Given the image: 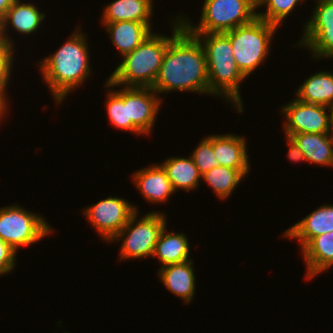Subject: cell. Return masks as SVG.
<instances>
[{
  "instance_id": "cell-4",
  "label": "cell",
  "mask_w": 333,
  "mask_h": 333,
  "mask_svg": "<svg viewBox=\"0 0 333 333\" xmlns=\"http://www.w3.org/2000/svg\"><path fill=\"white\" fill-rule=\"evenodd\" d=\"M172 20V37L161 33H152L132 52L123 56L122 61L110 74V88L124 87H153L167 50L169 41L183 27L179 17Z\"/></svg>"
},
{
  "instance_id": "cell-30",
  "label": "cell",
  "mask_w": 333,
  "mask_h": 333,
  "mask_svg": "<svg viewBox=\"0 0 333 333\" xmlns=\"http://www.w3.org/2000/svg\"><path fill=\"white\" fill-rule=\"evenodd\" d=\"M17 253L18 251L0 238V276H5L16 268Z\"/></svg>"
},
{
  "instance_id": "cell-25",
  "label": "cell",
  "mask_w": 333,
  "mask_h": 333,
  "mask_svg": "<svg viewBox=\"0 0 333 333\" xmlns=\"http://www.w3.org/2000/svg\"><path fill=\"white\" fill-rule=\"evenodd\" d=\"M244 178L245 176L239 170L221 165L215 166L201 176L202 181L212 188L220 200L231 196Z\"/></svg>"
},
{
  "instance_id": "cell-14",
  "label": "cell",
  "mask_w": 333,
  "mask_h": 333,
  "mask_svg": "<svg viewBox=\"0 0 333 333\" xmlns=\"http://www.w3.org/2000/svg\"><path fill=\"white\" fill-rule=\"evenodd\" d=\"M132 175L133 184L148 203L165 204L176 193L160 163L137 170Z\"/></svg>"
},
{
  "instance_id": "cell-34",
  "label": "cell",
  "mask_w": 333,
  "mask_h": 333,
  "mask_svg": "<svg viewBox=\"0 0 333 333\" xmlns=\"http://www.w3.org/2000/svg\"><path fill=\"white\" fill-rule=\"evenodd\" d=\"M328 109H329L331 127H333V102L328 106Z\"/></svg>"
},
{
  "instance_id": "cell-7",
  "label": "cell",
  "mask_w": 333,
  "mask_h": 333,
  "mask_svg": "<svg viewBox=\"0 0 333 333\" xmlns=\"http://www.w3.org/2000/svg\"><path fill=\"white\" fill-rule=\"evenodd\" d=\"M138 214L139 211H136L122 230L111 240L112 243L122 242L119 248L121 262L122 260L127 261V259L153 257L159 236L167 225V217L164 212L149 211L141 218L138 217Z\"/></svg>"
},
{
  "instance_id": "cell-27",
  "label": "cell",
  "mask_w": 333,
  "mask_h": 333,
  "mask_svg": "<svg viewBox=\"0 0 333 333\" xmlns=\"http://www.w3.org/2000/svg\"><path fill=\"white\" fill-rule=\"evenodd\" d=\"M304 1L306 0H259L257 8L267 7L264 12L257 13V17L279 27L285 18L293 13L297 4H303Z\"/></svg>"
},
{
  "instance_id": "cell-29",
  "label": "cell",
  "mask_w": 333,
  "mask_h": 333,
  "mask_svg": "<svg viewBox=\"0 0 333 333\" xmlns=\"http://www.w3.org/2000/svg\"><path fill=\"white\" fill-rule=\"evenodd\" d=\"M14 47L6 40H0V86H8L14 64Z\"/></svg>"
},
{
  "instance_id": "cell-32",
  "label": "cell",
  "mask_w": 333,
  "mask_h": 333,
  "mask_svg": "<svg viewBox=\"0 0 333 333\" xmlns=\"http://www.w3.org/2000/svg\"><path fill=\"white\" fill-rule=\"evenodd\" d=\"M7 90V86H0V120L4 117H6V114H8V99L6 98L7 97V94L5 93Z\"/></svg>"
},
{
  "instance_id": "cell-1",
  "label": "cell",
  "mask_w": 333,
  "mask_h": 333,
  "mask_svg": "<svg viewBox=\"0 0 333 333\" xmlns=\"http://www.w3.org/2000/svg\"><path fill=\"white\" fill-rule=\"evenodd\" d=\"M152 89L161 93L187 91L209 95V78L201 42L183 27L169 41Z\"/></svg>"
},
{
  "instance_id": "cell-35",
  "label": "cell",
  "mask_w": 333,
  "mask_h": 333,
  "mask_svg": "<svg viewBox=\"0 0 333 333\" xmlns=\"http://www.w3.org/2000/svg\"><path fill=\"white\" fill-rule=\"evenodd\" d=\"M0 40H5L4 37H3L2 19H0Z\"/></svg>"
},
{
  "instance_id": "cell-22",
  "label": "cell",
  "mask_w": 333,
  "mask_h": 333,
  "mask_svg": "<svg viewBox=\"0 0 333 333\" xmlns=\"http://www.w3.org/2000/svg\"><path fill=\"white\" fill-rule=\"evenodd\" d=\"M166 159L160 165L164 168L175 192L179 189L189 192L200 186L202 175L191 156L187 158L174 156Z\"/></svg>"
},
{
  "instance_id": "cell-19",
  "label": "cell",
  "mask_w": 333,
  "mask_h": 333,
  "mask_svg": "<svg viewBox=\"0 0 333 333\" xmlns=\"http://www.w3.org/2000/svg\"><path fill=\"white\" fill-rule=\"evenodd\" d=\"M305 280H311L333 266V231L315 236L302 250Z\"/></svg>"
},
{
  "instance_id": "cell-20",
  "label": "cell",
  "mask_w": 333,
  "mask_h": 333,
  "mask_svg": "<svg viewBox=\"0 0 333 333\" xmlns=\"http://www.w3.org/2000/svg\"><path fill=\"white\" fill-rule=\"evenodd\" d=\"M153 7L152 0H113L103 8L101 25L120 21L151 23Z\"/></svg>"
},
{
  "instance_id": "cell-26",
  "label": "cell",
  "mask_w": 333,
  "mask_h": 333,
  "mask_svg": "<svg viewBox=\"0 0 333 333\" xmlns=\"http://www.w3.org/2000/svg\"><path fill=\"white\" fill-rule=\"evenodd\" d=\"M106 89H109L108 96L106 97V110L110 124L116 129L132 132V121H127V87L114 90L110 89V80L105 82Z\"/></svg>"
},
{
  "instance_id": "cell-17",
  "label": "cell",
  "mask_w": 333,
  "mask_h": 333,
  "mask_svg": "<svg viewBox=\"0 0 333 333\" xmlns=\"http://www.w3.org/2000/svg\"><path fill=\"white\" fill-rule=\"evenodd\" d=\"M35 4L32 2L24 3L21 0H15L12 6L7 10L6 16L2 20L3 25V37L4 39L13 47V39L7 34L9 31V25L11 28H14L16 32H19L21 35H30L41 27L42 21H44L46 14L38 10ZM13 26V27H12Z\"/></svg>"
},
{
  "instance_id": "cell-36",
  "label": "cell",
  "mask_w": 333,
  "mask_h": 333,
  "mask_svg": "<svg viewBox=\"0 0 333 333\" xmlns=\"http://www.w3.org/2000/svg\"><path fill=\"white\" fill-rule=\"evenodd\" d=\"M331 136H332V139H333V127H331Z\"/></svg>"
},
{
  "instance_id": "cell-9",
  "label": "cell",
  "mask_w": 333,
  "mask_h": 333,
  "mask_svg": "<svg viewBox=\"0 0 333 333\" xmlns=\"http://www.w3.org/2000/svg\"><path fill=\"white\" fill-rule=\"evenodd\" d=\"M314 11L303 26V35L296 45L306 47L312 58H333V0H317Z\"/></svg>"
},
{
  "instance_id": "cell-33",
  "label": "cell",
  "mask_w": 333,
  "mask_h": 333,
  "mask_svg": "<svg viewBox=\"0 0 333 333\" xmlns=\"http://www.w3.org/2000/svg\"><path fill=\"white\" fill-rule=\"evenodd\" d=\"M15 0H0V19H4L7 10L12 6Z\"/></svg>"
},
{
  "instance_id": "cell-8",
  "label": "cell",
  "mask_w": 333,
  "mask_h": 333,
  "mask_svg": "<svg viewBox=\"0 0 333 333\" xmlns=\"http://www.w3.org/2000/svg\"><path fill=\"white\" fill-rule=\"evenodd\" d=\"M53 228L43 216L12 204L0 207V238L15 251L39 242Z\"/></svg>"
},
{
  "instance_id": "cell-28",
  "label": "cell",
  "mask_w": 333,
  "mask_h": 333,
  "mask_svg": "<svg viewBox=\"0 0 333 333\" xmlns=\"http://www.w3.org/2000/svg\"><path fill=\"white\" fill-rule=\"evenodd\" d=\"M197 166L199 173L203 175L215 166L218 162L212 148V135L205 136L190 155Z\"/></svg>"
},
{
  "instance_id": "cell-2",
  "label": "cell",
  "mask_w": 333,
  "mask_h": 333,
  "mask_svg": "<svg viewBox=\"0 0 333 333\" xmlns=\"http://www.w3.org/2000/svg\"><path fill=\"white\" fill-rule=\"evenodd\" d=\"M87 41L86 34L78 27L55 53L42 58L38 63L43 81L58 105L72 90L84 84L93 71Z\"/></svg>"
},
{
  "instance_id": "cell-24",
  "label": "cell",
  "mask_w": 333,
  "mask_h": 333,
  "mask_svg": "<svg viewBox=\"0 0 333 333\" xmlns=\"http://www.w3.org/2000/svg\"><path fill=\"white\" fill-rule=\"evenodd\" d=\"M297 89L295 95L299 101L328 107L333 102V73L326 70L315 72Z\"/></svg>"
},
{
  "instance_id": "cell-18",
  "label": "cell",
  "mask_w": 333,
  "mask_h": 333,
  "mask_svg": "<svg viewBox=\"0 0 333 333\" xmlns=\"http://www.w3.org/2000/svg\"><path fill=\"white\" fill-rule=\"evenodd\" d=\"M151 24L137 21H120L107 23L104 27L114 47L118 49V52L122 55L121 57H123L137 48L154 32L151 29Z\"/></svg>"
},
{
  "instance_id": "cell-12",
  "label": "cell",
  "mask_w": 333,
  "mask_h": 333,
  "mask_svg": "<svg viewBox=\"0 0 333 333\" xmlns=\"http://www.w3.org/2000/svg\"><path fill=\"white\" fill-rule=\"evenodd\" d=\"M161 104L162 97L151 87H127V121H132V133L149 136Z\"/></svg>"
},
{
  "instance_id": "cell-3",
  "label": "cell",
  "mask_w": 333,
  "mask_h": 333,
  "mask_svg": "<svg viewBox=\"0 0 333 333\" xmlns=\"http://www.w3.org/2000/svg\"><path fill=\"white\" fill-rule=\"evenodd\" d=\"M200 42L205 52L209 78V95L222 97L242 113L243 102L240 84L246 77L238 69L233 48L225 33H191Z\"/></svg>"
},
{
  "instance_id": "cell-15",
  "label": "cell",
  "mask_w": 333,
  "mask_h": 333,
  "mask_svg": "<svg viewBox=\"0 0 333 333\" xmlns=\"http://www.w3.org/2000/svg\"><path fill=\"white\" fill-rule=\"evenodd\" d=\"M333 231V204H324L285 230L282 235L299 242L302 250L315 236Z\"/></svg>"
},
{
  "instance_id": "cell-5",
  "label": "cell",
  "mask_w": 333,
  "mask_h": 333,
  "mask_svg": "<svg viewBox=\"0 0 333 333\" xmlns=\"http://www.w3.org/2000/svg\"><path fill=\"white\" fill-rule=\"evenodd\" d=\"M278 26L256 17L252 22L225 32L229 37L238 69L248 78L270 51V44Z\"/></svg>"
},
{
  "instance_id": "cell-11",
  "label": "cell",
  "mask_w": 333,
  "mask_h": 333,
  "mask_svg": "<svg viewBox=\"0 0 333 333\" xmlns=\"http://www.w3.org/2000/svg\"><path fill=\"white\" fill-rule=\"evenodd\" d=\"M284 116V134L331 133L328 107L308 104L294 98L280 109Z\"/></svg>"
},
{
  "instance_id": "cell-31",
  "label": "cell",
  "mask_w": 333,
  "mask_h": 333,
  "mask_svg": "<svg viewBox=\"0 0 333 333\" xmlns=\"http://www.w3.org/2000/svg\"><path fill=\"white\" fill-rule=\"evenodd\" d=\"M285 138L288 143L287 157L289 158V160L295 163L300 161L306 162L305 155L303 154V151L298 147L296 142L290 136L285 135Z\"/></svg>"
},
{
  "instance_id": "cell-21",
  "label": "cell",
  "mask_w": 333,
  "mask_h": 333,
  "mask_svg": "<svg viewBox=\"0 0 333 333\" xmlns=\"http://www.w3.org/2000/svg\"><path fill=\"white\" fill-rule=\"evenodd\" d=\"M290 136L303 151L306 162L333 167V139L331 133H298Z\"/></svg>"
},
{
  "instance_id": "cell-10",
  "label": "cell",
  "mask_w": 333,
  "mask_h": 333,
  "mask_svg": "<svg viewBox=\"0 0 333 333\" xmlns=\"http://www.w3.org/2000/svg\"><path fill=\"white\" fill-rule=\"evenodd\" d=\"M138 210V207L130 204L126 199L109 196L86 207L82 210V214L86 216L102 240L111 243V240Z\"/></svg>"
},
{
  "instance_id": "cell-13",
  "label": "cell",
  "mask_w": 333,
  "mask_h": 333,
  "mask_svg": "<svg viewBox=\"0 0 333 333\" xmlns=\"http://www.w3.org/2000/svg\"><path fill=\"white\" fill-rule=\"evenodd\" d=\"M245 138L231 133L212 135V148L218 165L237 169L247 177L251 167Z\"/></svg>"
},
{
  "instance_id": "cell-6",
  "label": "cell",
  "mask_w": 333,
  "mask_h": 333,
  "mask_svg": "<svg viewBox=\"0 0 333 333\" xmlns=\"http://www.w3.org/2000/svg\"><path fill=\"white\" fill-rule=\"evenodd\" d=\"M255 0H204L198 25L180 15L190 33H225L246 25L257 17Z\"/></svg>"
},
{
  "instance_id": "cell-16",
  "label": "cell",
  "mask_w": 333,
  "mask_h": 333,
  "mask_svg": "<svg viewBox=\"0 0 333 333\" xmlns=\"http://www.w3.org/2000/svg\"><path fill=\"white\" fill-rule=\"evenodd\" d=\"M193 260L168 264L157 272L160 281L174 296L181 298L185 304L191 303L196 293V278Z\"/></svg>"
},
{
  "instance_id": "cell-23",
  "label": "cell",
  "mask_w": 333,
  "mask_h": 333,
  "mask_svg": "<svg viewBox=\"0 0 333 333\" xmlns=\"http://www.w3.org/2000/svg\"><path fill=\"white\" fill-rule=\"evenodd\" d=\"M190 243L186 234L174 231L167 233L165 226L156 243L152 258H158L161 267L168 264L182 263L192 260L190 254Z\"/></svg>"
}]
</instances>
